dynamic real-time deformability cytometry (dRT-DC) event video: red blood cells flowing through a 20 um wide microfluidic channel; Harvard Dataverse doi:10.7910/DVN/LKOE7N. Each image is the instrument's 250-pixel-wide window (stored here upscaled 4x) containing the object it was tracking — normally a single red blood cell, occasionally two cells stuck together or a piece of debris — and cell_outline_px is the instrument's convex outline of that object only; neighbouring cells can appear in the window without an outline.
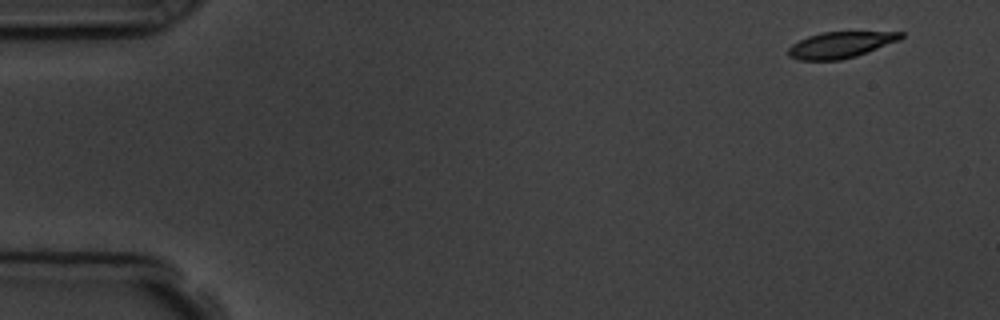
{"species": "common noctule bat (a hibernating species)", "species_latin": "Nyctalus noctula", "temperature_condition": "room temperature", "stored_images_in_passage": 4, "camera_frame_rate_fps": 3000, "um_per_image_px": 0.085, "animal": {"sex": "male", "body_mass_g": 19.5, "forearm_length_mm": 54.6}, "frame": {"image": 1, "passage_image": 1, "time_ms": 0.0, "image_size_px": [1000, 320], "cell_outline_px": [[904, 36], [900, 40], [856, 56], [840, 60], [796, 60], [788, 56], [788, 48], [792, 44], [808, 36], [824, 32], [904, 32]], "centroid_in_image_um": [71.43, 3.82], "position_along_channel_um": 13.6, "area_um2": 17.11}}
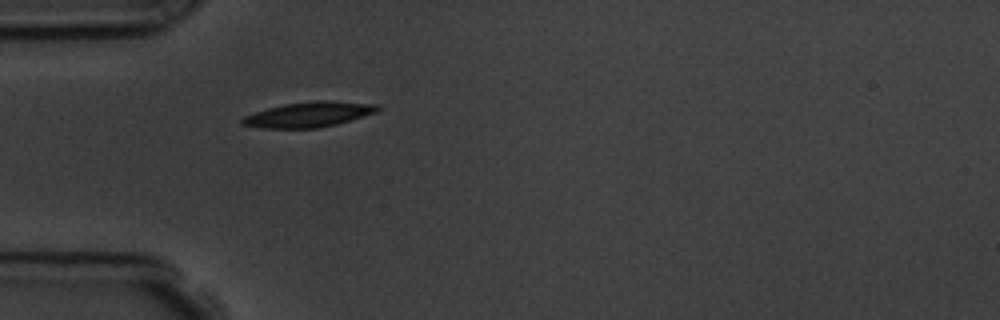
{"frame": {"image": 2, "passage_image": 4, "time_ms": 4.333, "image_size_px": [1000, 320], "cell_outline_px": [[380, 108], [376, 112], [336, 124], [316, 128], [260, 128], [240, 124], [240, 120], [244, 116], [268, 108], [284, 104], [316, 100], [328, 100], [380, 104]], "centroid_in_image_um": [26.24, 9.72], "position_along_channel_um": 58.8, "area_um2": 19.83}}